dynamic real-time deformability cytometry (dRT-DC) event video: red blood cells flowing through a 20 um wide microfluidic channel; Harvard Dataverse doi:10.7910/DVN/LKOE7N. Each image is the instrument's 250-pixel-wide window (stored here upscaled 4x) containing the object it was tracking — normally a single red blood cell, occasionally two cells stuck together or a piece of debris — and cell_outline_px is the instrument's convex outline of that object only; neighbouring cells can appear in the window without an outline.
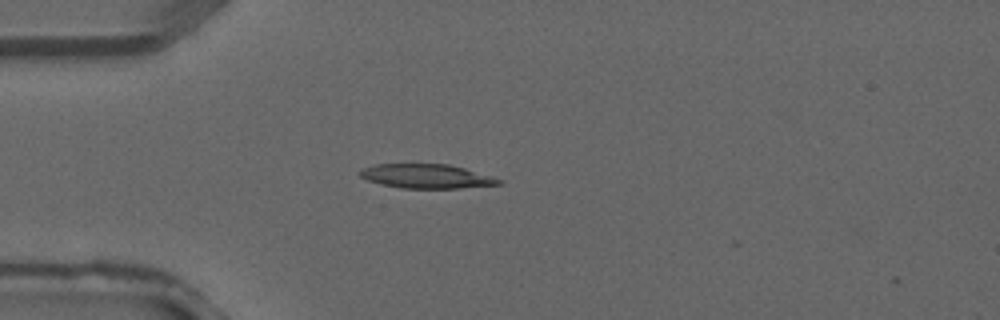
{"species": "common noctule bat (a hibernating species)", "species_latin": "Nyctalus noctula", "temperature_condition": "warm", "stored_images_in_passage": 3, "camera_frame_rate_fps": 3000, "um_per_image_px": 0.085, "animal": {"sex": "male", "forearm_length_mm": 52.5}, "frame": {"image": 1, "passage_image": 2, "time_ms": 0.333, "image_size_px": [1000, 320], "cell_outline_px": [[504, 184], [460, 188], [400, 188], [368, 180], [360, 176], [360, 168], [376, 164], [448, 164], [464, 168], [492, 176], [504, 180]], "centroid_in_image_um": [36.3, 14.98], "position_along_channel_um": 48.7, "area_um2": 19.54}}